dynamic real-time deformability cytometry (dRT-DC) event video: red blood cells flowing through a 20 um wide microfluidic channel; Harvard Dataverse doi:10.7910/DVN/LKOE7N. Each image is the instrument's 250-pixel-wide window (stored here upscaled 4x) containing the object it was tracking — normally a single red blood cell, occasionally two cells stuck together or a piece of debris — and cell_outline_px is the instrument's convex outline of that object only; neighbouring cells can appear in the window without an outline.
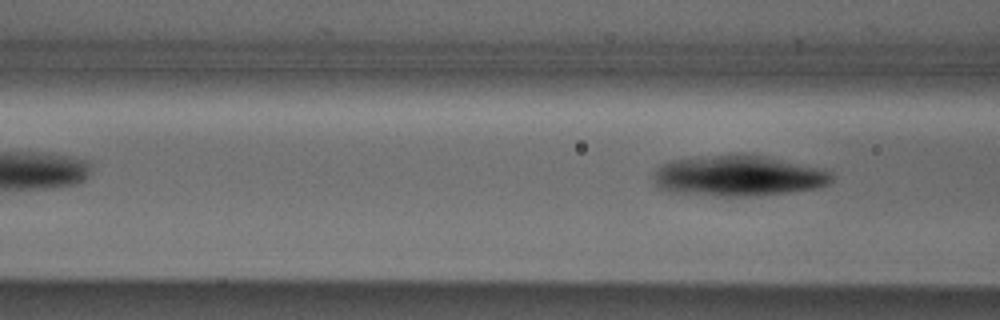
{"species": "Egyptian fruit bat (a non-hibernating species)", "species_latin": "Rousettus aegyptiacus", "temperature_condition": "cold", "stored_images_in_passage": 5, "camera_frame_rate_fps": 3000, "um_per_image_px": 0.085, "animal": {"sex": "male"}, "frame": {"image": 1, "passage_image": 5, "time_ms": 5.0, "image_size_px": [1000, 320], "cell_outline_px": [[832, 180], [828, 184], [816, 188], [756, 196], [716, 196], [668, 192], [652, 184], [652, 176], [656, 168], [660, 164], [672, 160], [736, 152], [764, 156], [816, 168], [828, 172], [832, 176]], "centroid_in_image_um": [62.62, 14.94], "position_along_channel_um": 104.0, "area_um2": 42.54}}